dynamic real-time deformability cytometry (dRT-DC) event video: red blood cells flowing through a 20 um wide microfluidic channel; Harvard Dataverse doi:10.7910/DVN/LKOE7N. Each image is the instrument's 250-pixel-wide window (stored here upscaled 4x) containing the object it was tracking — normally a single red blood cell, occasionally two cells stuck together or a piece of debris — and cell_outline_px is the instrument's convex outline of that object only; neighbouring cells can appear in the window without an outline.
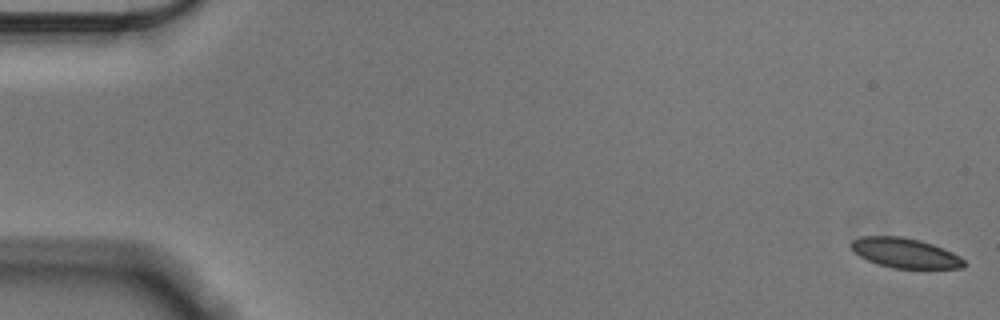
{"species": "Egyptian fruit bat (a non-hibernating species)", "species_latin": "Rousettus aegyptiacus", "temperature_condition": "cold", "stored_images_in_passage": 57, "camera_frame_rate_fps": 3000, "um_per_image_px": 0.085, "animal": {"sex": "male"}, "frame": {"image": 1, "passage_image": 1, "time_ms": 0.0, "image_size_px": [1000, 320], "cell_outline_px": [[964, 268], [892, 268], [876, 264], [860, 256], [848, 244], [852, 240], [860, 236], [900, 236], [920, 240], [944, 248], [960, 256], [964, 260]], "centroid_in_image_um": [76.91, 21.5], "position_along_channel_um": 8.1, "area_um2": 19.65}}
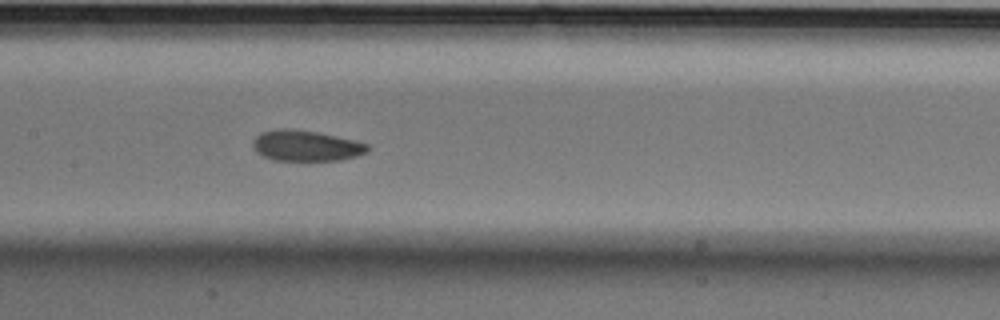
{"frame": {"image": 2, "passage_image": 28, "time_ms": 9.0, "image_size_px": [1000, 320], "cell_outline_px": [[372, 148], [368, 152], [356, 156], [340, 160], [272, 160], [256, 152], [252, 148], [252, 140], [260, 132], [280, 128], [288, 128], [316, 132], [356, 140], [368, 144]], "centroid_in_image_um": [26.01, 12.38], "position_along_channel_um": 181.4, "area_um2": 20.75}}
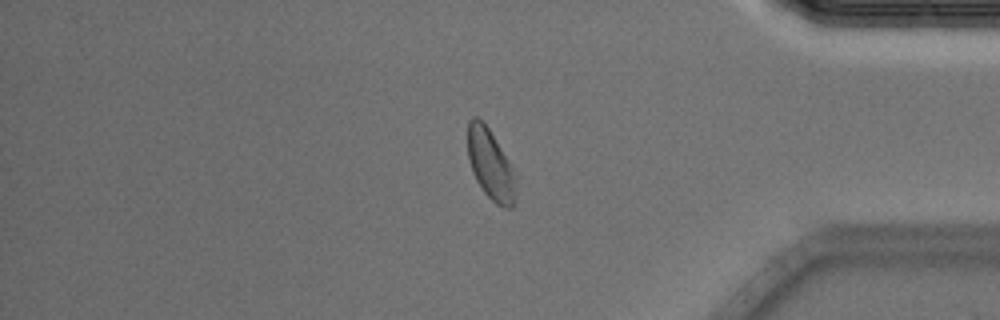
{"frame": {"image": 3, "passage_image": 48, "time_ms": 15.667, "image_size_px": [1000, 320], "cell_outline_px": [[516, 200], [512, 208], [504, 208], [496, 204], [484, 192], [476, 180], [472, 172], [468, 160], [468, 120], [472, 116], [476, 116], [488, 128], [512, 164], [516, 172]], "centroid_in_image_um": [41.72, 14.02], "position_along_channel_um": 393.5, "area_um2": 20.11}, "authors_computed_cell_mechanics": {"area_um2": 20.8658, "velocity_mm_per_s": 3.5369, "shape_relaxation_time_tau1_ms": 3.8249, "shape_relaxation_time_tau2_ms": 1.6936, "deformation_change_tau1": 0.0779, "deformation_change_tau2": 0.0703}}